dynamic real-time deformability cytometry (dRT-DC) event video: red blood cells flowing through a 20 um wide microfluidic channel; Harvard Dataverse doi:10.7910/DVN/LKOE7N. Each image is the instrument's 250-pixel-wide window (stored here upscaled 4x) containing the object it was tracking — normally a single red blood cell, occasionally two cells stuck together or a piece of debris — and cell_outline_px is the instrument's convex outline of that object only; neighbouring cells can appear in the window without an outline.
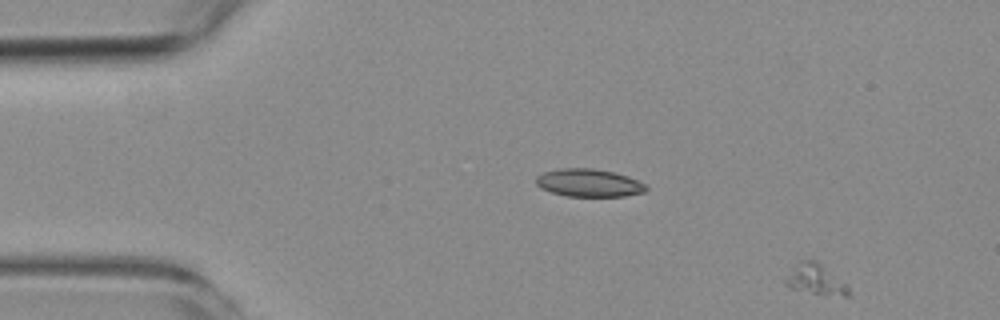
{"species": "common noctule bat (a hibernating species)", "species_latin": "Nyctalus noctula", "temperature_condition": "room temperature", "stored_images_in_passage": 9, "camera_frame_rate_fps": 3000, "um_per_image_px": 0.085, "animal": {"sex": "female", "body_mass_g": 19.3, "forearm_length_mm": 54.1}, "frame": {"image": 1, "passage_image": 1, "time_ms": 0.0, "image_size_px": [1000, 320], "cell_outline_px": [[848, 296], [844, 296], [812, 292], [788, 288], [784, 284], [784, 280], [792, 268], [800, 260], [816, 260], [844, 284], [848, 288]], "centroid_in_image_um": [69.23, 23.74], "position_along_channel_um": 15.8, "area_um2": 10.64}}